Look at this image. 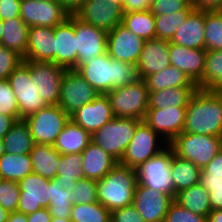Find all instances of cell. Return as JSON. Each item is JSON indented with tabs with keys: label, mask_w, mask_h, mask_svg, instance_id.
<instances>
[{
	"label": "cell",
	"mask_w": 222,
	"mask_h": 222,
	"mask_svg": "<svg viewBox=\"0 0 222 222\" xmlns=\"http://www.w3.org/2000/svg\"><path fill=\"white\" fill-rule=\"evenodd\" d=\"M72 222H111V212L98 201L90 204H73Z\"/></svg>",
	"instance_id": "cell-41"
},
{
	"label": "cell",
	"mask_w": 222,
	"mask_h": 222,
	"mask_svg": "<svg viewBox=\"0 0 222 222\" xmlns=\"http://www.w3.org/2000/svg\"><path fill=\"white\" fill-rule=\"evenodd\" d=\"M71 196L74 204L97 202V181L80 178L72 188Z\"/></svg>",
	"instance_id": "cell-43"
},
{
	"label": "cell",
	"mask_w": 222,
	"mask_h": 222,
	"mask_svg": "<svg viewBox=\"0 0 222 222\" xmlns=\"http://www.w3.org/2000/svg\"><path fill=\"white\" fill-rule=\"evenodd\" d=\"M72 190L63 189L54 179L50 180V203L48 210L51 217L70 219L73 200Z\"/></svg>",
	"instance_id": "cell-40"
},
{
	"label": "cell",
	"mask_w": 222,
	"mask_h": 222,
	"mask_svg": "<svg viewBox=\"0 0 222 222\" xmlns=\"http://www.w3.org/2000/svg\"><path fill=\"white\" fill-rule=\"evenodd\" d=\"M197 87L166 88L149 92L148 109H166L167 107H187Z\"/></svg>",
	"instance_id": "cell-30"
},
{
	"label": "cell",
	"mask_w": 222,
	"mask_h": 222,
	"mask_svg": "<svg viewBox=\"0 0 222 222\" xmlns=\"http://www.w3.org/2000/svg\"><path fill=\"white\" fill-rule=\"evenodd\" d=\"M206 49H192L169 42L170 64L185 73L195 84L203 77Z\"/></svg>",
	"instance_id": "cell-22"
},
{
	"label": "cell",
	"mask_w": 222,
	"mask_h": 222,
	"mask_svg": "<svg viewBox=\"0 0 222 222\" xmlns=\"http://www.w3.org/2000/svg\"><path fill=\"white\" fill-rule=\"evenodd\" d=\"M196 85L222 94V50H207L203 77Z\"/></svg>",
	"instance_id": "cell-37"
},
{
	"label": "cell",
	"mask_w": 222,
	"mask_h": 222,
	"mask_svg": "<svg viewBox=\"0 0 222 222\" xmlns=\"http://www.w3.org/2000/svg\"><path fill=\"white\" fill-rule=\"evenodd\" d=\"M174 200L192 213L206 218L212 210L210 194L200 183L181 190Z\"/></svg>",
	"instance_id": "cell-32"
},
{
	"label": "cell",
	"mask_w": 222,
	"mask_h": 222,
	"mask_svg": "<svg viewBox=\"0 0 222 222\" xmlns=\"http://www.w3.org/2000/svg\"><path fill=\"white\" fill-rule=\"evenodd\" d=\"M164 141L150 126L141 121L137 125L133 138L127 145L118 163L137 169L142 163L157 155L168 146V143Z\"/></svg>",
	"instance_id": "cell-7"
},
{
	"label": "cell",
	"mask_w": 222,
	"mask_h": 222,
	"mask_svg": "<svg viewBox=\"0 0 222 222\" xmlns=\"http://www.w3.org/2000/svg\"><path fill=\"white\" fill-rule=\"evenodd\" d=\"M23 61V57L16 51L0 45V80L8 79Z\"/></svg>",
	"instance_id": "cell-47"
},
{
	"label": "cell",
	"mask_w": 222,
	"mask_h": 222,
	"mask_svg": "<svg viewBox=\"0 0 222 222\" xmlns=\"http://www.w3.org/2000/svg\"><path fill=\"white\" fill-rule=\"evenodd\" d=\"M58 3L68 12L74 15L87 0H57Z\"/></svg>",
	"instance_id": "cell-56"
},
{
	"label": "cell",
	"mask_w": 222,
	"mask_h": 222,
	"mask_svg": "<svg viewBox=\"0 0 222 222\" xmlns=\"http://www.w3.org/2000/svg\"><path fill=\"white\" fill-rule=\"evenodd\" d=\"M98 95L99 93L76 70H65L58 101L63 111L71 115Z\"/></svg>",
	"instance_id": "cell-11"
},
{
	"label": "cell",
	"mask_w": 222,
	"mask_h": 222,
	"mask_svg": "<svg viewBox=\"0 0 222 222\" xmlns=\"http://www.w3.org/2000/svg\"><path fill=\"white\" fill-rule=\"evenodd\" d=\"M136 169L118 163L97 181V201L110 212L133 204Z\"/></svg>",
	"instance_id": "cell-3"
},
{
	"label": "cell",
	"mask_w": 222,
	"mask_h": 222,
	"mask_svg": "<svg viewBox=\"0 0 222 222\" xmlns=\"http://www.w3.org/2000/svg\"><path fill=\"white\" fill-rule=\"evenodd\" d=\"M143 1H147L150 5H152L156 0H143Z\"/></svg>",
	"instance_id": "cell-65"
},
{
	"label": "cell",
	"mask_w": 222,
	"mask_h": 222,
	"mask_svg": "<svg viewBox=\"0 0 222 222\" xmlns=\"http://www.w3.org/2000/svg\"><path fill=\"white\" fill-rule=\"evenodd\" d=\"M205 11L193 9L184 24L177 30L170 43L186 48L205 49Z\"/></svg>",
	"instance_id": "cell-25"
},
{
	"label": "cell",
	"mask_w": 222,
	"mask_h": 222,
	"mask_svg": "<svg viewBox=\"0 0 222 222\" xmlns=\"http://www.w3.org/2000/svg\"><path fill=\"white\" fill-rule=\"evenodd\" d=\"M8 81L17 99L21 119L47 106L30 77V60H24L15 68Z\"/></svg>",
	"instance_id": "cell-9"
},
{
	"label": "cell",
	"mask_w": 222,
	"mask_h": 222,
	"mask_svg": "<svg viewBox=\"0 0 222 222\" xmlns=\"http://www.w3.org/2000/svg\"><path fill=\"white\" fill-rule=\"evenodd\" d=\"M10 212L0 206V222H7Z\"/></svg>",
	"instance_id": "cell-60"
},
{
	"label": "cell",
	"mask_w": 222,
	"mask_h": 222,
	"mask_svg": "<svg viewBox=\"0 0 222 222\" xmlns=\"http://www.w3.org/2000/svg\"><path fill=\"white\" fill-rule=\"evenodd\" d=\"M199 183L210 194L212 210L222 209V176L210 175L204 168L201 171Z\"/></svg>",
	"instance_id": "cell-44"
},
{
	"label": "cell",
	"mask_w": 222,
	"mask_h": 222,
	"mask_svg": "<svg viewBox=\"0 0 222 222\" xmlns=\"http://www.w3.org/2000/svg\"><path fill=\"white\" fill-rule=\"evenodd\" d=\"M3 21L0 19V42H1V38H2V35H3Z\"/></svg>",
	"instance_id": "cell-64"
},
{
	"label": "cell",
	"mask_w": 222,
	"mask_h": 222,
	"mask_svg": "<svg viewBox=\"0 0 222 222\" xmlns=\"http://www.w3.org/2000/svg\"><path fill=\"white\" fill-rule=\"evenodd\" d=\"M3 140L6 153L18 155L29 154L35 144L29 126L24 119L16 121Z\"/></svg>",
	"instance_id": "cell-36"
},
{
	"label": "cell",
	"mask_w": 222,
	"mask_h": 222,
	"mask_svg": "<svg viewBox=\"0 0 222 222\" xmlns=\"http://www.w3.org/2000/svg\"><path fill=\"white\" fill-rule=\"evenodd\" d=\"M29 155L34 173L49 180L56 177L61 154L53 145L35 143Z\"/></svg>",
	"instance_id": "cell-28"
},
{
	"label": "cell",
	"mask_w": 222,
	"mask_h": 222,
	"mask_svg": "<svg viewBox=\"0 0 222 222\" xmlns=\"http://www.w3.org/2000/svg\"><path fill=\"white\" fill-rule=\"evenodd\" d=\"M7 222H28V221H27L26 214L15 211V212L10 213V216Z\"/></svg>",
	"instance_id": "cell-58"
},
{
	"label": "cell",
	"mask_w": 222,
	"mask_h": 222,
	"mask_svg": "<svg viewBox=\"0 0 222 222\" xmlns=\"http://www.w3.org/2000/svg\"><path fill=\"white\" fill-rule=\"evenodd\" d=\"M170 65L169 41L157 38L145 40L136 64L139 79L158 73Z\"/></svg>",
	"instance_id": "cell-23"
},
{
	"label": "cell",
	"mask_w": 222,
	"mask_h": 222,
	"mask_svg": "<svg viewBox=\"0 0 222 222\" xmlns=\"http://www.w3.org/2000/svg\"><path fill=\"white\" fill-rule=\"evenodd\" d=\"M205 49L222 50V11H205Z\"/></svg>",
	"instance_id": "cell-42"
},
{
	"label": "cell",
	"mask_w": 222,
	"mask_h": 222,
	"mask_svg": "<svg viewBox=\"0 0 222 222\" xmlns=\"http://www.w3.org/2000/svg\"><path fill=\"white\" fill-rule=\"evenodd\" d=\"M121 24L144 40L155 38V16L150 10L125 12Z\"/></svg>",
	"instance_id": "cell-38"
},
{
	"label": "cell",
	"mask_w": 222,
	"mask_h": 222,
	"mask_svg": "<svg viewBox=\"0 0 222 222\" xmlns=\"http://www.w3.org/2000/svg\"><path fill=\"white\" fill-rule=\"evenodd\" d=\"M169 145L179 158L203 169L222 150V137L182 132Z\"/></svg>",
	"instance_id": "cell-5"
},
{
	"label": "cell",
	"mask_w": 222,
	"mask_h": 222,
	"mask_svg": "<svg viewBox=\"0 0 222 222\" xmlns=\"http://www.w3.org/2000/svg\"><path fill=\"white\" fill-rule=\"evenodd\" d=\"M0 114L13 117L16 121L22 120L17 99L8 79L0 80Z\"/></svg>",
	"instance_id": "cell-45"
},
{
	"label": "cell",
	"mask_w": 222,
	"mask_h": 222,
	"mask_svg": "<svg viewBox=\"0 0 222 222\" xmlns=\"http://www.w3.org/2000/svg\"><path fill=\"white\" fill-rule=\"evenodd\" d=\"M115 116L106 94H99L93 101L78 108L70 119L89 134H93Z\"/></svg>",
	"instance_id": "cell-20"
},
{
	"label": "cell",
	"mask_w": 222,
	"mask_h": 222,
	"mask_svg": "<svg viewBox=\"0 0 222 222\" xmlns=\"http://www.w3.org/2000/svg\"><path fill=\"white\" fill-rule=\"evenodd\" d=\"M69 16L57 0H21L20 18L29 28L55 27Z\"/></svg>",
	"instance_id": "cell-12"
},
{
	"label": "cell",
	"mask_w": 222,
	"mask_h": 222,
	"mask_svg": "<svg viewBox=\"0 0 222 222\" xmlns=\"http://www.w3.org/2000/svg\"><path fill=\"white\" fill-rule=\"evenodd\" d=\"M106 96L115 117L143 121L149 106V91L143 79L112 89Z\"/></svg>",
	"instance_id": "cell-4"
},
{
	"label": "cell",
	"mask_w": 222,
	"mask_h": 222,
	"mask_svg": "<svg viewBox=\"0 0 222 222\" xmlns=\"http://www.w3.org/2000/svg\"><path fill=\"white\" fill-rule=\"evenodd\" d=\"M3 35L0 45L16 51L23 58L26 54L29 27L21 18L3 21Z\"/></svg>",
	"instance_id": "cell-33"
},
{
	"label": "cell",
	"mask_w": 222,
	"mask_h": 222,
	"mask_svg": "<svg viewBox=\"0 0 222 222\" xmlns=\"http://www.w3.org/2000/svg\"><path fill=\"white\" fill-rule=\"evenodd\" d=\"M164 222H207V218L192 213L174 200L170 204Z\"/></svg>",
	"instance_id": "cell-48"
},
{
	"label": "cell",
	"mask_w": 222,
	"mask_h": 222,
	"mask_svg": "<svg viewBox=\"0 0 222 222\" xmlns=\"http://www.w3.org/2000/svg\"><path fill=\"white\" fill-rule=\"evenodd\" d=\"M194 9L191 2L184 10L155 16V38L171 41L177 30L184 24L189 13Z\"/></svg>",
	"instance_id": "cell-39"
},
{
	"label": "cell",
	"mask_w": 222,
	"mask_h": 222,
	"mask_svg": "<svg viewBox=\"0 0 222 222\" xmlns=\"http://www.w3.org/2000/svg\"><path fill=\"white\" fill-rule=\"evenodd\" d=\"M76 71L99 94H106L139 79L136 64L113 59L107 52L80 65Z\"/></svg>",
	"instance_id": "cell-1"
},
{
	"label": "cell",
	"mask_w": 222,
	"mask_h": 222,
	"mask_svg": "<svg viewBox=\"0 0 222 222\" xmlns=\"http://www.w3.org/2000/svg\"><path fill=\"white\" fill-rule=\"evenodd\" d=\"M183 132L222 137V94L197 88L186 107Z\"/></svg>",
	"instance_id": "cell-2"
},
{
	"label": "cell",
	"mask_w": 222,
	"mask_h": 222,
	"mask_svg": "<svg viewBox=\"0 0 222 222\" xmlns=\"http://www.w3.org/2000/svg\"><path fill=\"white\" fill-rule=\"evenodd\" d=\"M55 64L73 69L77 65V44L75 38V15L54 27Z\"/></svg>",
	"instance_id": "cell-21"
},
{
	"label": "cell",
	"mask_w": 222,
	"mask_h": 222,
	"mask_svg": "<svg viewBox=\"0 0 222 222\" xmlns=\"http://www.w3.org/2000/svg\"><path fill=\"white\" fill-rule=\"evenodd\" d=\"M174 197L137 182L133 205L145 222H164Z\"/></svg>",
	"instance_id": "cell-14"
},
{
	"label": "cell",
	"mask_w": 222,
	"mask_h": 222,
	"mask_svg": "<svg viewBox=\"0 0 222 222\" xmlns=\"http://www.w3.org/2000/svg\"><path fill=\"white\" fill-rule=\"evenodd\" d=\"M140 122L139 119L114 117L95 131L91 140L119 162Z\"/></svg>",
	"instance_id": "cell-6"
},
{
	"label": "cell",
	"mask_w": 222,
	"mask_h": 222,
	"mask_svg": "<svg viewBox=\"0 0 222 222\" xmlns=\"http://www.w3.org/2000/svg\"><path fill=\"white\" fill-rule=\"evenodd\" d=\"M65 70L52 62L30 61V77L47 105H58Z\"/></svg>",
	"instance_id": "cell-13"
},
{
	"label": "cell",
	"mask_w": 222,
	"mask_h": 222,
	"mask_svg": "<svg viewBox=\"0 0 222 222\" xmlns=\"http://www.w3.org/2000/svg\"><path fill=\"white\" fill-rule=\"evenodd\" d=\"M81 21L105 32L122 22V8L108 0H87L74 14Z\"/></svg>",
	"instance_id": "cell-17"
},
{
	"label": "cell",
	"mask_w": 222,
	"mask_h": 222,
	"mask_svg": "<svg viewBox=\"0 0 222 222\" xmlns=\"http://www.w3.org/2000/svg\"><path fill=\"white\" fill-rule=\"evenodd\" d=\"M207 222H222V209L211 210L207 217Z\"/></svg>",
	"instance_id": "cell-59"
},
{
	"label": "cell",
	"mask_w": 222,
	"mask_h": 222,
	"mask_svg": "<svg viewBox=\"0 0 222 222\" xmlns=\"http://www.w3.org/2000/svg\"><path fill=\"white\" fill-rule=\"evenodd\" d=\"M210 175L222 176V150L204 168Z\"/></svg>",
	"instance_id": "cell-54"
},
{
	"label": "cell",
	"mask_w": 222,
	"mask_h": 222,
	"mask_svg": "<svg viewBox=\"0 0 222 222\" xmlns=\"http://www.w3.org/2000/svg\"><path fill=\"white\" fill-rule=\"evenodd\" d=\"M193 6L203 11H222V0H194Z\"/></svg>",
	"instance_id": "cell-52"
},
{
	"label": "cell",
	"mask_w": 222,
	"mask_h": 222,
	"mask_svg": "<svg viewBox=\"0 0 222 222\" xmlns=\"http://www.w3.org/2000/svg\"><path fill=\"white\" fill-rule=\"evenodd\" d=\"M20 9L21 0H0V19L20 18Z\"/></svg>",
	"instance_id": "cell-51"
},
{
	"label": "cell",
	"mask_w": 222,
	"mask_h": 222,
	"mask_svg": "<svg viewBox=\"0 0 222 222\" xmlns=\"http://www.w3.org/2000/svg\"><path fill=\"white\" fill-rule=\"evenodd\" d=\"M91 142V134L70 119L53 146L60 154H76L82 153Z\"/></svg>",
	"instance_id": "cell-27"
},
{
	"label": "cell",
	"mask_w": 222,
	"mask_h": 222,
	"mask_svg": "<svg viewBox=\"0 0 222 222\" xmlns=\"http://www.w3.org/2000/svg\"><path fill=\"white\" fill-rule=\"evenodd\" d=\"M111 222H145L133 204L111 212Z\"/></svg>",
	"instance_id": "cell-50"
},
{
	"label": "cell",
	"mask_w": 222,
	"mask_h": 222,
	"mask_svg": "<svg viewBox=\"0 0 222 222\" xmlns=\"http://www.w3.org/2000/svg\"><path fill=\"white\" fill-rule=\"evenodd\" d=\"M107 32L91 24L85 23L75 16V38L77 44V65L87 63L94 57L107 52Z\"/></svg>",
	"instance_id": "cell-15"
},
{
	"label": "cell",
	"mask_w": 222,
	"mask_h": 222,
	"mask_svg": "<svg viewBox=\"0 0 222 222\" xmlns=\"http://www.w3.org/2000/svg\"><path fill=\"white\" fill-rule=\"evenodd\" d=\"M55 42L54 27H30L26 54L23 60L55 64Z\"/></svg>",
	"instance_id": "cell-24"
},
{
	"label": "cell",
	"mask_w": 222,
	"mask_h": 222,
	"mask_svg": "<svg viewBox=\"0 0 222 222\" xmlns=\"http://www.w3.org/2000/svg\"><path fill=\"white\" fill-rule=\"evenodd\" d=\"M186 107L147 109L143 121L158 133L168 144L183 132Z\"/></svg>",
	"instance_id": "cell-19"
},
{
	"label": "cell",
	"mask_w": 222,
	"mask_h": 222,
	"mask_svg": "<svg viewBox=\"0 0 222 222\" xmlns=\"http://www.w3.org/2000/svg\"><path fill=\"white\" fill-rule=\"evenodd\" d=\"M24 120L29 126L34 143L54 145L58 135L70 121V115L59 105H47Z\"/></svg>",
	"instance_id": "cell-8"
},
{
	"label": "cell",
	"mask_w": 222,
	"mask_h": 222,
	"mask_svg": "<svg viewBox=\"0 0 222 222\" xmlns=\"http://www.w3.org/2000/svg\"><path fill=\"white\" fill-rule=\"evenodd\" d=\"M144 42L120 23L107 34V53L113 59L137 64Z\"/></svg>",
	"instance_id": "cell-18"
},
{
	"label": "cell",
	"mask_w": 222,
	"mask_h": 222,
	"mask_svg": "<svg viewBox=\"0 0 222 222\" xmlns=\"http://www.w3.org/2000/svg\"><path fill=\"white\" fill-rule=\"evenodd\" d=\"M5 145L3 138H0V157L5 153Z\"/></svg>",
	"instance_id": "cell-61"
},
{
	"label": "cell",
	"mask_w": 222,
	"mask_h": 222,
	"mask_svg": "<svg viewBox=\"0 0 222 222\" xmlns=\"http://www.w3.org/2000/svg\"><path fill=\"white\" fill-rule=\"evenodd\" d=\"M26 216L28 222H50L52 218L48 208H42Z\"/></svg>",
	"instance_id": "cell-55"
},
{
	"label": "cell",
	"mask_w": 222,
	"mask_h": 222,
	"mask_svg": "<svg viewBox=\"0 0 222 222\" xmlns=\"http://www.w3.org/2000/svg\"><path fill=\"white\" fill-rule=\"evenodd\" d=\"M81 154L84 178L98 181L118 164L115 158L93 142Z\"/></svg>",
	"instance_id": "cell-26"
},
{
	"label": "cell",
	"mask_w": 222,
	"mask_h": 222,
	"mask_svg": "<svg viewBox=\"0 0 222 222\" xmlns=\"http://www.w3.org/2000/svg\"><path fill=\"white\" fill-rule=\"evenodd\" d=\"M15 122L13 117L0 114V138H4Z\"/></svg>",
	"instance_id": "cell-57"
},
{
	"label": "cell",
	"mask_w": 222,
	"mask_h": 222,
	"mask_svg": "<svg viewBox=\"0 0 222 222\" xmlns=\"http://www.w3.org/2000/svg\"><path fill=\"white\" fill-rule=\"evenodd\" d=\"M18 184L20 188L18 212L28 215L42 208H48L51 200L49 179L33 172Z\"/></svg>",
	"instance_id": "cell-16"
},
{
	"label": "cell",
	"mask_w": 222,
	"mask_h": 222,
	"mask_svg": "<svg viewBox=\"0 0 222 222\" xmlns=\"http://www.w3.org/2000/svg\"><path fill=\"white\" fill-rule=\"evenodd\" d=\"M190 3V0H156L150 11L153 15H169L184 10Z\"/></svg>",
	"instance_id": "cell-49"
},
{
	"label": "cell",
	"mask_w": 222,
	"mask_h": 222,
	"mask_svg": "<svg viewBox=\"0 0 222 222\" xmlns=\"http://www.w3.org/2000/svg\"><path fill=\"white\" fill-rule=\"evenodd\" d=\"M151 5L143 0H125L122 12H138L150 10Z\"/></svg>",
	"instance_id": "cell-53"
},
{
	"label": "cell",
	"mask_w": 222,
	"mask_h": 222,
	"mask_svg": "<svg viewBox=\"0 0 222 222\" xmlns=\"http://www.w3.org/2000/svg\"><path fill=\"white\" fill-rule=\"evenodd\" d=\"M171 160L172 147L168 144L164 150L136 169L138 183L174 197V184L170 175Z\"/></svg>",
	"instance_id": "cell-10"
},
{
	"label": "cell",
	"mask_w": 222,
	"mask_h": 222,
	"mask_svg": "<svg viewBox=\"0 0 222 222\" xmlns=\"http://www.w3.org/2000/svg\"><path fill=\"white\" fill-rule=\"evenodd\" d=\"M143 80L149 92L175 87H197L183 71L171 65L158 73L145 77Z\"/></svg>",
	"instance_id": "cell-31"
},
{
	"label": "cell",
	"mask_w": 222,
	"mask_h": 222,
	"mask_svg": "<svg viewBox=\"0 0 222 222\" xmlns=\"http://www.w3.org/2000/svg\"><path fill=\"white\" fill-rule=\"evenodd\" d=\"M82 154H61L59 156V166L54 180L63 189L72 190L80 178H84L82 169Z\"/></svg>",
	"instance_id": "cell-35"
},
{
	"label": "cell",
	"mask_w": 222,
	"mask_h": 222,
	"mask_svg": "<svg viewBox=\"0 0 222 222\" xmlns=\"http://www.w3.org/2000/svg\"><path fill=\"white\" fill-rule=\"evenodd\" d=\"M50 222H72L70 219L52 217Z\"/></svg>",
	"instance_id": "cell-62"
},
{
	"label": "cell",
	"mask_w": 222,
	"mask_h": 222,
	"mask_svg": "<svg viewBox=\"0 0 222 222\" xmlns=\"http://www.w3.org/2000/svg\"><path fill=\"white\" fill-rule=\"evenodd\" d=\"M33 173L29 154L4 153L0 157V179L19 182Z\"/></svg>",
	"instance_id": "cell-34"
},
{
	"label": "cell",
	"mask_w": 222,
	"mask_h": 222,
	"mask_svg": "<svg viewBox=\"0 0 222 222\" xmlns=\"http://www.w3.org/2000/svg\"><path fill=\"white\" fill-rule=\"evenodd\" d=\"M108 1L117 4V5L120 6L121 8H123L124 2H125V0H108Z\"/></svg>",
	"instance_id": "cell-63"
},
{
	"label": "cell",
	"mask_w": 222,
	"mask_h": 222,
	"mask_svg": "<svg viewBox=\"0 0 222 222\" xmlns=\"http://www.w3.org/2000/svg\"><path fill=\"white\" fill-rule=\"evenodd\" d=\"M20 188L16 181L0 179V206L10 213L17 211Z\"/></svg>",
	"instance_id": "cell-46"
},
{
	"label": "cell",
	"mask_w": 222,
	"mask_h": 222,
	"mask_svg": "<svg viewBox=\"0 0 222 222\" xmlns=\"http://www.w3.org/2000/svg\"><path fill=\"white\" fill-rule=\"evenodd\" d=\"M202 169L191 161L179 158L172 148L170 175L174 184V198L181 190L199 184Z\"/></svg>",
	"instance_id": "cell-29"
}]
</instances>
